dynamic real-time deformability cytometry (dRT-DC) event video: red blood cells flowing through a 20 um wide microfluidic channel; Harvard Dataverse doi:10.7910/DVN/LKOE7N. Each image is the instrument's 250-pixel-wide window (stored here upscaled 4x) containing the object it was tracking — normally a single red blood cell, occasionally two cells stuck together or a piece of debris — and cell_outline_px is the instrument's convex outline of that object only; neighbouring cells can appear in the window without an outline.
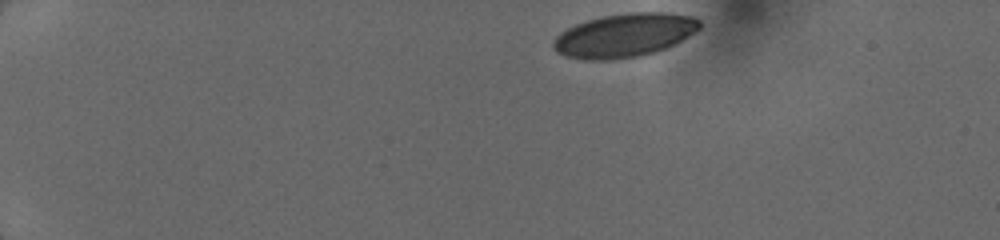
{"species": "human", "species_latin": "Homo sapiens", "temperature_condition": "cold", "stored_images_in_passage": 45, "camera_frame_rate_fps": 3000, "um_per_image_px": 0.085, "donor": {"sex": "female"}, "frame": {"image": 1, "passage_image": 1, "time_ms": 0.0, "image_size_px": [1000, 240], "cell_outline_px": [[700, 28], [676, 44], [640, 56], [608, 60], [584, 60], [568, 56], [556, 52], [552, 44], [556, 36], [560, 32], [576, 24], [600, 16], [628, 12], [668, 12], [692, 16], [700, 20]], "centroid_in_image_um": [53.08, 2.99], "position_along_channel_um": 31.9, "area_um2": 37.22}}
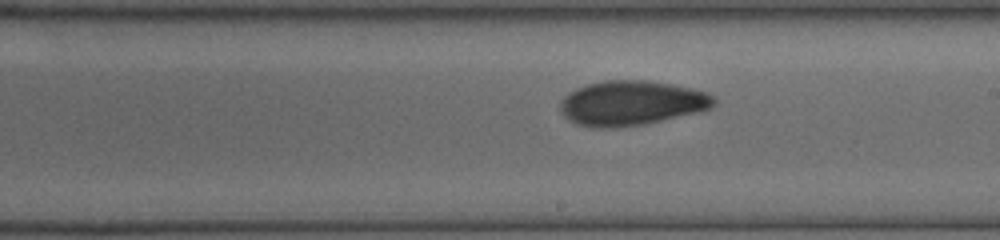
{"frame": {"image": 2, "passage_image": 25, "time_ms": 7.333, "image_size_px": [1000, 240], "cell_outline_px": [[716, 104], [708, 108], [696, 112], [660, 120], [640, 124], [604, 128], [600, 128], [576, 124], [564, 116], [560, 112], [560, 100], [568, 92], [576, 88], [588, 84], [604, 80], [648, 80], [672, 84], [692, 88], [708, 92], [716, 96]], "centroid_in_image_um": [53.66, 8.73], "position_along_channel_um": 235.3, "area_um2": 39.88}}
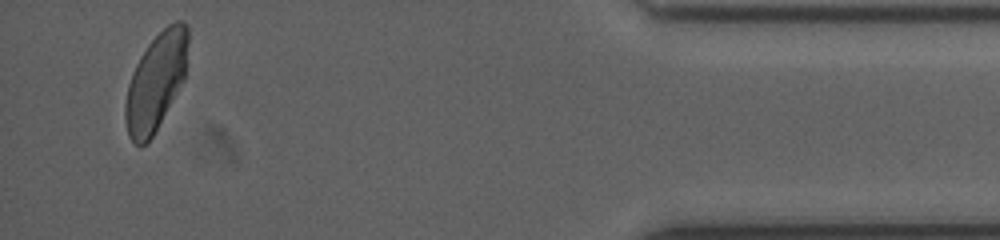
{"frame": {"image": 3, "passage_image": 43, "time_ms": 13.0, "image_size_px": [1000, 240], "cell_outline_px": [[188, 44], [184, 80], [152, 136], [144, 144], [136, 144], [128, 136], [124, 116], [124, 104], [128, 84], [132, 72], [140, 56], [148, 44], [168, 24], [176, 20], [180, 20], [188, 24]], "centroid_in_image_um": [13.25, 6.91], "position_along_channel_um": 422.0, "area_um2": 35.32}}